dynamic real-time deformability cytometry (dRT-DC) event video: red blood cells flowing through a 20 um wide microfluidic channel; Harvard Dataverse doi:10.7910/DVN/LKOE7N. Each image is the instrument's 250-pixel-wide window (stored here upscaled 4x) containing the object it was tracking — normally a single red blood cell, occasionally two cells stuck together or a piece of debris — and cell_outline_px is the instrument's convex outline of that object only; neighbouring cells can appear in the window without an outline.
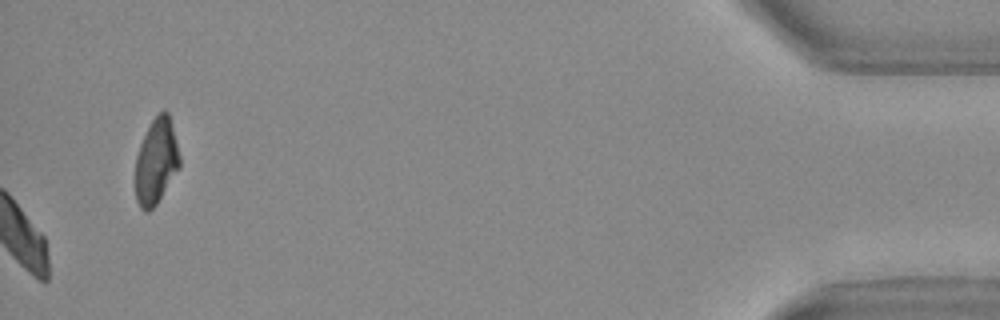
{"species": "Egyptian fruit bat (a non-hibernating species)", "species_latin": "Rousettus aegyptiacus", "temperature_condition": "warm", "stored_images_in_passage": 52, "camera_frame_rate_fps": 3000, "um_per_image_px": 0.085, "animal": {"sex": "female"}, "frame": {"image": 1, "passage_image": 52, "time_ms": 17.0, "image_size_px": [1000, 320], "cell_outline_px": [[180, 168], [156, 204], [148, 212], [144, 212], [140, 208], [136, 200], [136, 156], [140, 144], [152, 120], [164, 108], [168, 112], [180, 156]], "centroid_in_image_um": [13.28, 13.74], "position_along_channel_um": 421.9, "area_um2": 21.91}, "authors_computed_cell_mechanics": {"area_um2": 23.1778, "velocity_mm_per_s": 3.7056, "shape_relaxation_time_tau1_ms": 3.2081, "shape_relaxation_time_tau2_ms": 4.1974, "deformation_change_tau1": 0.1151, "deformation_change_tau2": 0.0967}}